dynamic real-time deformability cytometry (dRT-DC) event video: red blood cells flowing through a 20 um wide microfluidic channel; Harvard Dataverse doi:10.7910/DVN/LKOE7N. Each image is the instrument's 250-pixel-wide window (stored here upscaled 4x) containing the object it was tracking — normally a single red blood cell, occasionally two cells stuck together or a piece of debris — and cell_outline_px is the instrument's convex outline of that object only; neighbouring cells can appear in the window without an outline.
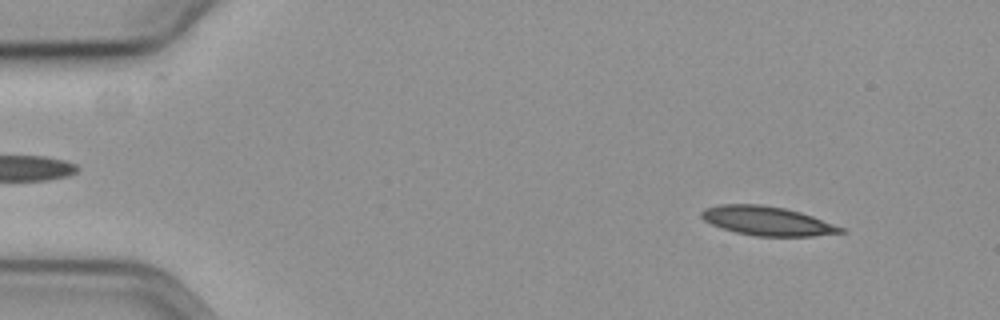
{"species": "common noctule bat (a hibernating species)", "species_latin": "Nyctalus noctula", "temperature_condition": "cold", "stored_images_in_passage": 57, "camera_frame_rate_fps": 3000, "um_per_image_px": 0.085, "animal": {"sex": "female", "body_mass_g": 19.3, "forearm_length_mm": 54.1}, "frame": {"image": 1, "passage_image": 6, "time_ms": 1.667, "image_size_px": [1000, 320], "cell_outline_px": [[844, 232], [812, 236], [756, 236], [736, 232], [720, 228], [704, 220], [700, 216], [700, 212], [704, 208], [720, 204], [760, 204], [784, 208], [800, 212], [812, 216], [844, 228]], "centroid_in_image_um": [65.16, 18.77], "position_along_channel_um": 19.8, "area_um2": 23.47}}
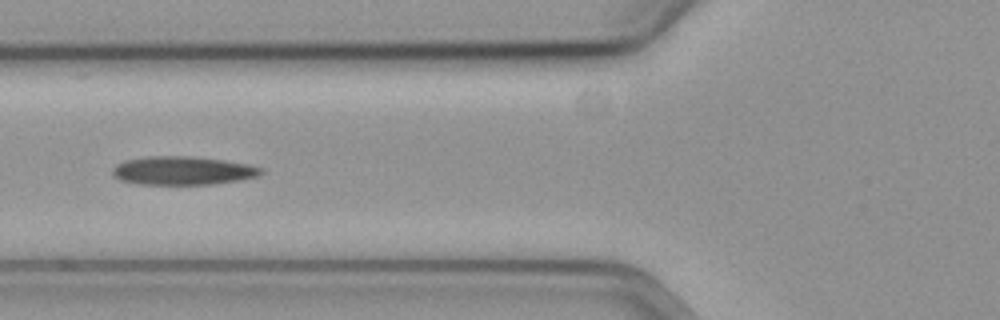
{"frame": {"image": 2, "passage_image": 22, "time_ms": 7.0, "image_size_px": [1000, 320], "cell_outline_px": [[264, 172], [260, 176], [240, 180], [212, 184], [140, 184], [120, 180], [112, 176], [112, 168], [116, 164], [124, 160], [148, 156], [192, 156], [224, 160], [248, 164], [264, 168]], "centroid_in_image_um": [15.54, 14.5], "position_along_channel_um": 110.3, "area_um2": 24.91}}
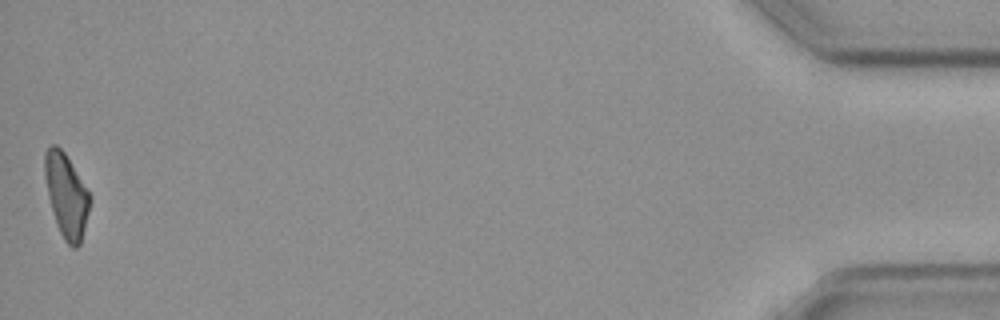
{"frame": {"image": 3, "passage_image": 57, "time_ms": 18.667, "image_size_px": [1000, 320], "cell_outline_px": [[92, 200], [80, 244], [76, 248], [72, 248], [64, 240], [56, 224], [48, 196], [44, 176], [44, 152], [52, 144], [56, 144], [64, 152], [92, 196]], "centroid_in_image_um": [5.64, 16.61], "position_along_channel_um": 429.6, "area_um2": 22.08}}